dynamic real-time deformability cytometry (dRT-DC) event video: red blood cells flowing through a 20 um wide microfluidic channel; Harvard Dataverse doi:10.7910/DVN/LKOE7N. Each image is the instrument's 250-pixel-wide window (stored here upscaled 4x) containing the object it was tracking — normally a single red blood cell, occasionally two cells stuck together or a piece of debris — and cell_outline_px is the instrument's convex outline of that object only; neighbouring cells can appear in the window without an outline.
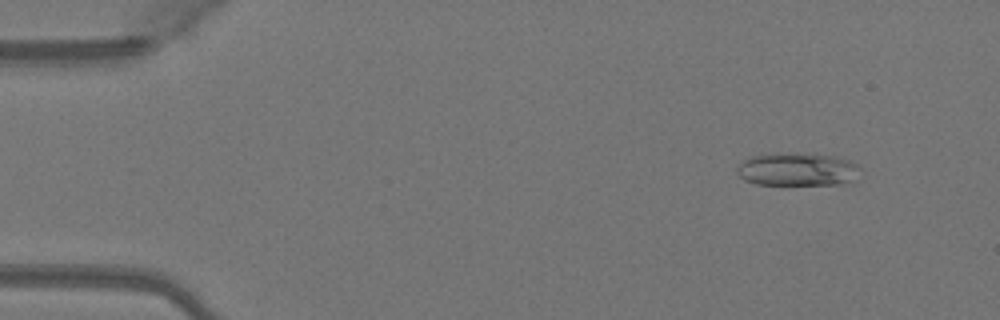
{"species": "Egyptian fruit bat (a non-hibernating species)", "species_latin": "Rousettus aegyptiacus", "temperature_condition": "warm", "stored_images_in_passage": 48, "camera_frame_rate_fps": 3000, "um_per_image_px": 0.085, "animal": {"sex": "female"}, "frame": {"image": 1, "passage_image": 4, "time_ms": 1.0, "image_size_px": [1000, 320], "cell_outline_px": [[860, 168], [856, 180], [840, 184], [756, 184], [744, 180], [736, 172], [736, 168], [748, 156], [792, 152], [836, 156], [848, 160], [856, 164]], "centroid_in_image_um": [67.77, 14.39], "position_along_channel_um": 17.2, "area_um2": 23.87}}
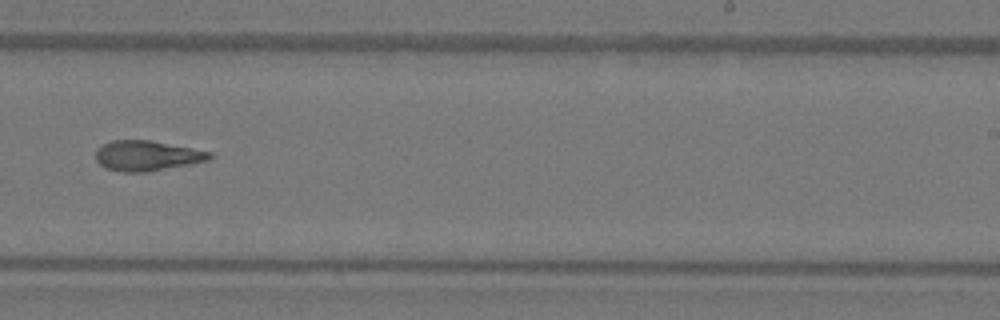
{"frame": {"image": 2, "passage_image": 30, "time_ms": 9.667, "image_size_px": [1000, 320], "cell_outline_px": [[212, 156], [208, 160], [148, 172], [120, 172], [104, 168], [96, 160], [96, 152], [104, 144], [112, 140], [148, 140], [192, 148], [212, 152]], "centroid_in_image_um": [12.47, 13.24], "position_along_channel_um": 276.5, "area_um2": 19.83}}
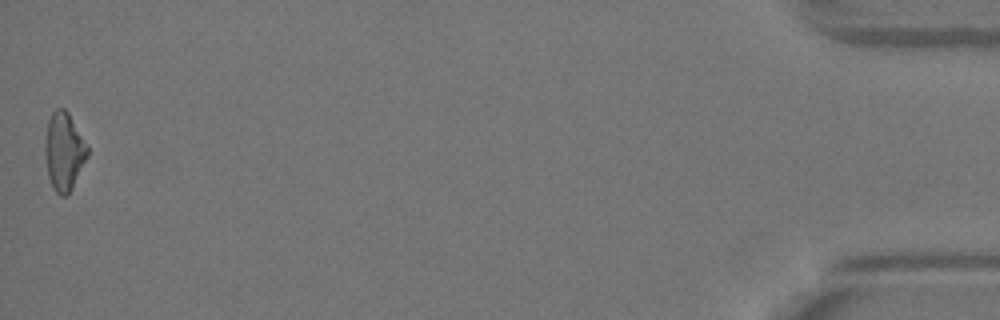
{"frame": {"image": 3, "passage_image": 48, "time_ms": 15.667, "image_size_px": [1000, 320], "cell_outline_px": [[88, 156], [68, 196], [60, 196], [52, 188], [48, 176], [44, 152], [44, 144], [48, 120], [52, 112], [56, 108], [64, 108], [68, 112], [88, 144]], "centroid_in_image_um": [5.44, 12.87], "position_along_channel_um": 429.8, "area_um2": 19.59}, "authors_computed_cell_mechanics": {"area_um2": 19.7098, "velocity_mm_per_s": 4.1258, "shape_relaxation_time_tau1_ms": 8.9837, "shape_relaxation_time_tau2_ms": 3.0629, "deformation_change_tau1": 0.2307, "deformation_change_tau2": 0.1243}}